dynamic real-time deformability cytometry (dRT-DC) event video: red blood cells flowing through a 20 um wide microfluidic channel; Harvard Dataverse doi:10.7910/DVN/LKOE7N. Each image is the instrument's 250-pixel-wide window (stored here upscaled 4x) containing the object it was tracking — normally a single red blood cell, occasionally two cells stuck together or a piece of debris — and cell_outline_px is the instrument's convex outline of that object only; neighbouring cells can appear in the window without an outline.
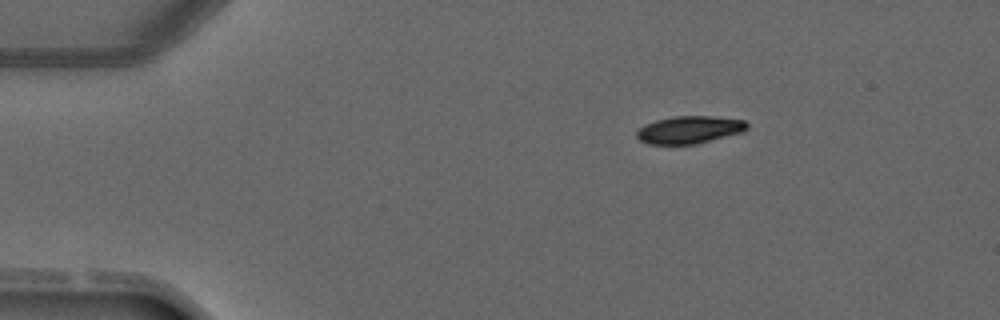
{"species": "common noctule bat (a hibernating species)", "species_latin": "Nyctalus noctula", "temperature_condition": "warm", "stored_images_in_passage": 3, "camera_frame_rate_fps": 3000, "um_per_image_px": 0.085, "animal": {"sex": "male", "forearm_length_mm": 52.5}, "frame": {"image": 1, "passage_image": 1, "time_ms": 0.0, "image_size_px": [1000, 320], "cell_outline_px": [[748, 128], [744, 132], [696, 144], [648, 144], [640, 140], [636, 136], [636, 132], [644, 124], [656, 120], [672, 116], [712, 116], [744, 120], [748, 124]], "centroid_in_image_um": [58.61, 11.02], "position_along_channel_um": 26.4, "area_um2": 17.8}}
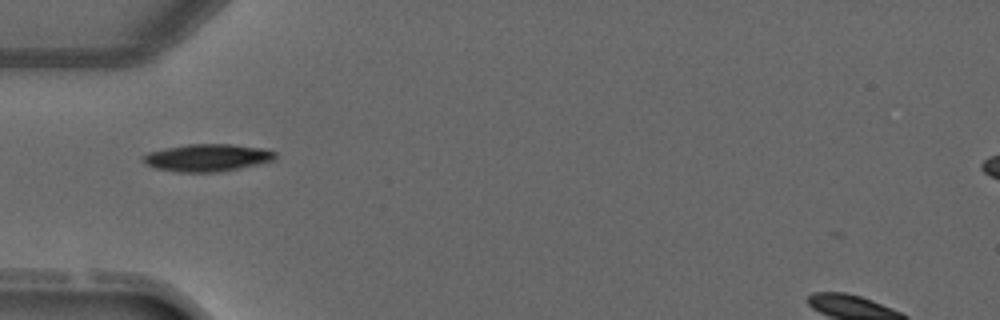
{"frame": {"image": 2, "passage_image": 3, "time_ms": 2.333, "image_size_px": [1000, 320], "cell_outline_px": [[276, 156], [272, 160], [260, 164], [240, 168], [216, 172], [180, 172], [156, 168], [144, 164], [140, 160], [148, 152], [164, 148], [188, 144], [232, 144], [260, 148], [276, 152]], "centroid_in_image_um": [17.58, 13.4], "position_along_channel_um": 67.4, "area_um2": 21.04}}